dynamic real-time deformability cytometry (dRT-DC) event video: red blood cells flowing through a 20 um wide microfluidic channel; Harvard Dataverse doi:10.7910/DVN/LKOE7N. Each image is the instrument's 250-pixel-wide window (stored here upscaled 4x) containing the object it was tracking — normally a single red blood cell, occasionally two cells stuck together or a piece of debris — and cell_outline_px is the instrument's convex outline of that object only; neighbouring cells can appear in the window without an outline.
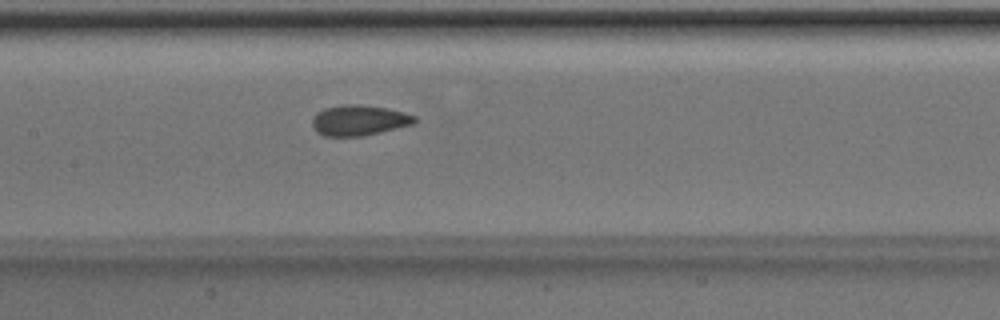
{"species": "Egyptian fruit bat (a non-hibernating species)", "species_latin": "Rousettus aegyptiacus", "temperature_condition": "room temperature", "stored_images_in_passage": 51, "camera_frame_rate_fps": 3000, "um_per_image_px": 0.085, "animal": {"sex": "male"}, "frame": {"image": 1, "passage_image": 25, "time_ms": 8.0, "image_size_px": [1000, 320], "cell_outline_px": [[420, 120], [416, 124], [380, 132], [360, 136], [324, 136], [316, 132], [312, 124], [312, 120], [316, 112], [324, 108], [344, 104], [360, 104], [388, 108], [404, 112], [416, 116]], "centroid_in_image_um": [30.56, 10.22], "position_along_channel_um": 176.8, "area_um2": 18.5}}
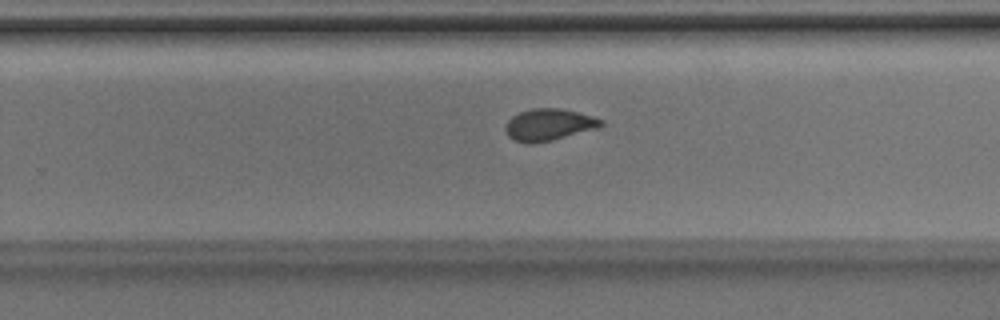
{"frame": {"image": 2, "passage_image": 33, "time_ms": 10.667, "image_size_px": [1000, 320], "cell_outline_px": [[604, 124], [600, 128], [552, 140], [532, 144], [528, 144], [512, 140], [508, 136], [504, 128], [508, 120], [512, 116], [520, 112], [532, 108], [560, 108], [592, 116], [604, 120]], "centroid_in_image_um": [46.65, 10.61], "position_along_channel_um": 283.2, "area_um2": 17.92}}
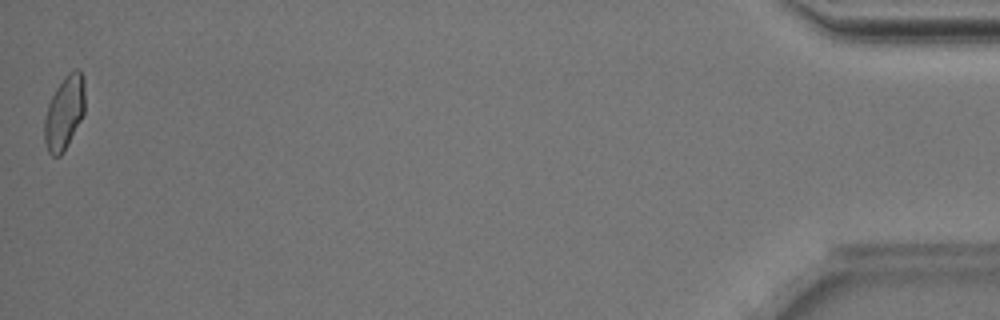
{"frame": {"image": 3, "passage_image": 51, "time_ms": 16.667, "image_size_px": [1000, 320], "cell_outline_px": [[84, 112], [64, 152], [60, 156], [52, 156], [48, 152], [44, 140], [44, 116], [48, 104], [56, 88], [76, 68], [80, 68], [84, 76]], "centroid_in_image_um": [5.46, 9.6], "position_along_channel_um": 429.7, "area_um2": 17.17}, "authors_computed_cell_mechanics": {"area_um2": 17.918, "velocity_mm_per_s": 4.0036, "shape_relaxation_time_tau1_ms": 4.6405, "shape_relaxation_time_tau2_ms": 1.1784, "deformation_change_tau1": 0.1024, "deformation_change_tau2": 0.0486}}